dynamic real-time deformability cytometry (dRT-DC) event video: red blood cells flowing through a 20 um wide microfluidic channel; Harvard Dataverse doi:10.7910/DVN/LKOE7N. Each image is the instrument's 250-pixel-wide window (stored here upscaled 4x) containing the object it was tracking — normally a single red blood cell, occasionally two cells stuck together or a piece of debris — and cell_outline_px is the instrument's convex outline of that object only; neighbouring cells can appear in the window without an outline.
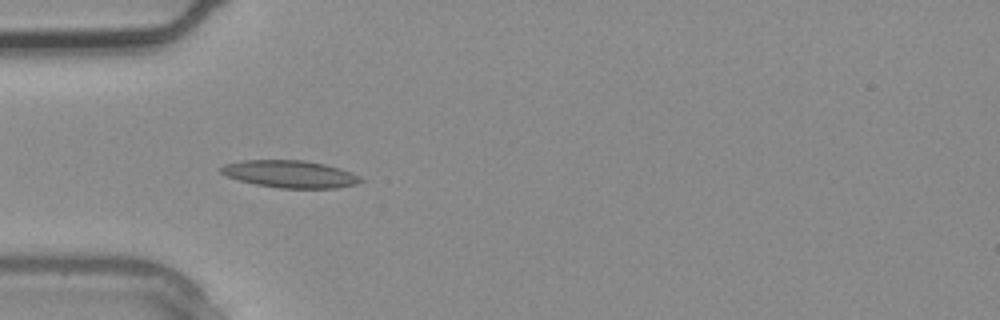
{"species": "common noctule bat (a hibernating species)", "species_latin": "Nyctalus noctula", "temperature_condition": "warm", "stored_images_in_passage": 3, "camera_frame_rate_fps": 3000, "um_per_image_px": 0.085, "animal": {"sex": "male", "body_mass_g": 20.4}, "frame": {"image": 1, "passage_image": 3, "time_ms": 0.667, "image_size_px": [1000, 320], "cell_outline_px": [[364, 180], [356, 184], [336, 188], [280, 188], [256, 184], [224, 176], [220, 172], [220, 168], [224, 164], [240, 160], [304, 160], [324, 164], [340, 168], [360, 176]], "centroid_in_image_um": [24.63, 14.79], "position_along_channel_um": 60.4, "area_um2": 22.25}}